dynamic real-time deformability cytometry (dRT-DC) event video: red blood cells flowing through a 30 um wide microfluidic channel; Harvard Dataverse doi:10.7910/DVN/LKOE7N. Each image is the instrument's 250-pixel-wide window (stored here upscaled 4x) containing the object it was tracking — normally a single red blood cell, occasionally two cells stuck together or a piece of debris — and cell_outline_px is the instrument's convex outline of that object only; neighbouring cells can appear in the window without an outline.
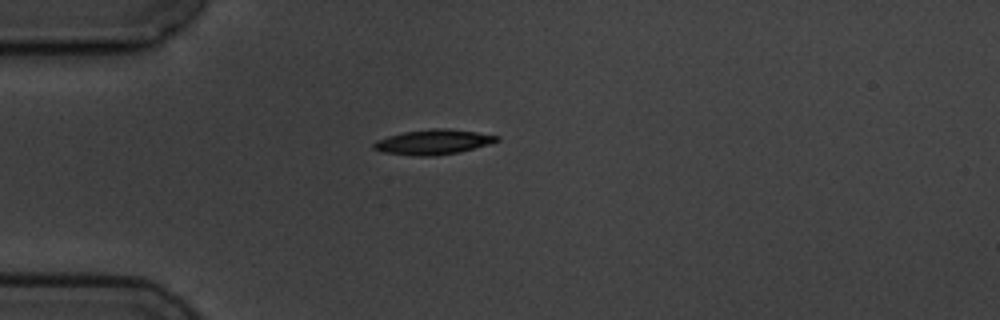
{"species": "common noctule bat (a hibernating species)", "species_latin": "Nyctalus noctula", "temperature_condition": "cold", "stored_images_in_passage": 11, "camera_frame_rate_fps": 3000, "um_per_image_px": 0.085, "animal": {"sex": "male", "body_mass_g": 19.5, "forearm_length_mm": 54.6}, "frame": {"image": 1, "passage_image": 1, "time_ms": 0.0, "image_size_px": [1000, 320], "cell_outline_px": [[500, 140], [488, 144], [456, 152], [436, 156], [416, 156], [384, 152], [372, 148], [372, 144], [376, 140], [388, 136], [404, 132], [432, 128], [448, 128], [476, 132], [500, 136]], "centroid_in_image_um": [36.8, 12.06], "position_along_channel_um": 48.2, "area_um2": 17.74}}
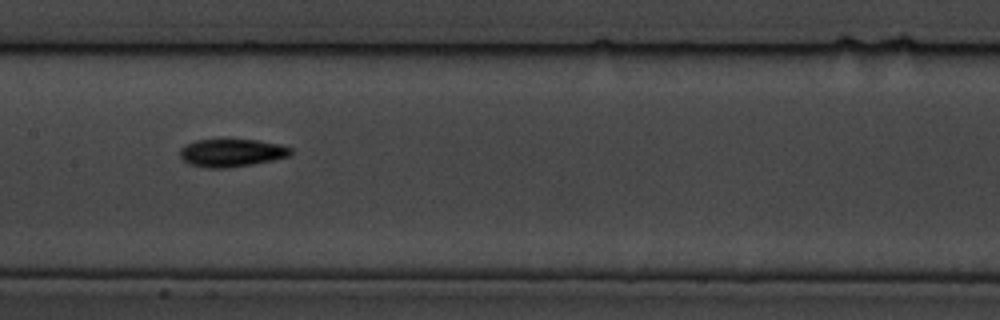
{"frame": {"image": 2, "passage_image": 5, "time_ms": 4.333, "image_size_px": [1000, 320], "cell_outline_px": [[292, 152], [288, 156], [272, 160], [252, 164], [228, 168], [208, 168], [188, 164], [180, 156], [180, 148], [196, 140], [256, 140], [280, 144], [292, 148]], "centroid_in_image_um": [19.68, 13.0], "position_along_channel_um": 187.7, "area_um2": 17.8}}
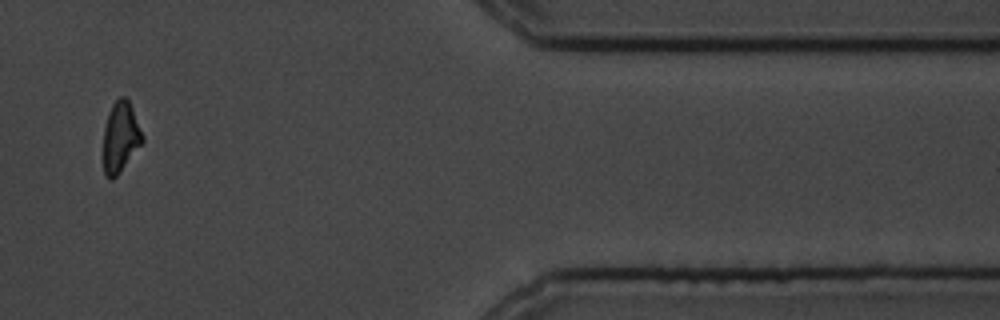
{"frame": {"image": 3, "passage_image": 10, "time_ms": 11.333, "image_size_px": [1000, 320], "cell_outline_px": [[144, 140], [120, 172], [112, 180], [108, 180], [104, 172], [104, 128], [108, 112], [112, 104], [120, 96], [124, 96], [128, 100], [132, 108], [144, 136]], "centroid_in_image_um": [10.24, 11.65], "position_along_channel_um": 401.2, "area_um2": 15.95}, "authors_computed_cell_mechanics": {"area_um2": 17.7446, "velocity_mm_per_s": 3.5846, "shape_relaxation_time_tau1_ms": 3.6228, "shape_relaxation_time_tau2_ms": 8.1567, "deformation_change_tau1": 0.0936, "deformation_change_tau2": 0.1416}}